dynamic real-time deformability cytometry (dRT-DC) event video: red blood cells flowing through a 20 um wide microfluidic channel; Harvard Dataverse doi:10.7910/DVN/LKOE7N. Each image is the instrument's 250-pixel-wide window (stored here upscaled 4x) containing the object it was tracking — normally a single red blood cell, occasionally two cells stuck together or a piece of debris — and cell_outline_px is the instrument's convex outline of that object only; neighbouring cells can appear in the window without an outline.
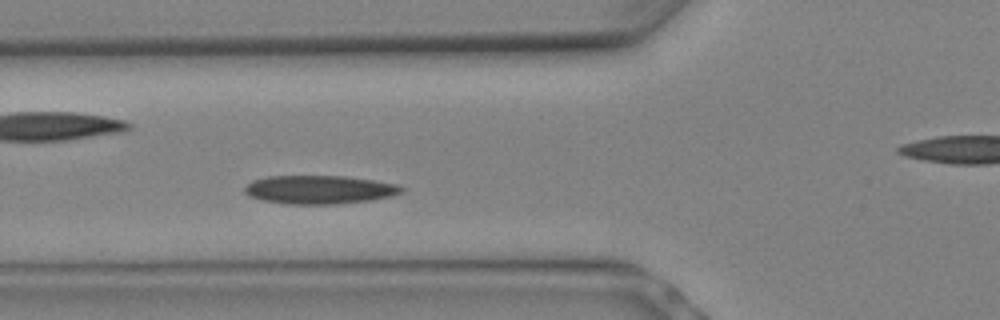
{"species": "Egyptian fruit bat (a non-hibernating species)", "species_latin": "Rousettus aegyptiacus", "temperature_condition": "warm", "stored_images_in_passage": 3, "segment_of_instrument_passage": [1, 2], "camera_frame_rate_fps": 3000, "um_per_image_px": 0.085, "animal": {"sex": "female"}, "frame": {"image": 1, "passage_image": 2, "time_ms": 0.333, "image_size_px": [1000, 320], "cell_outline_px": [[404, 192], [392, 196], [372, 200], [336, 204], [284, 204], [264, 200], [248, 196], [244, 192], [244, 188], [252, 180], [268, 176], [344, 176], [372, 180], [396, 184], [404, 188]], "centroid_in_image_um": [27.15, 16.12], "position_along_channel_um": 98.7, "area_um2": 26.13}}